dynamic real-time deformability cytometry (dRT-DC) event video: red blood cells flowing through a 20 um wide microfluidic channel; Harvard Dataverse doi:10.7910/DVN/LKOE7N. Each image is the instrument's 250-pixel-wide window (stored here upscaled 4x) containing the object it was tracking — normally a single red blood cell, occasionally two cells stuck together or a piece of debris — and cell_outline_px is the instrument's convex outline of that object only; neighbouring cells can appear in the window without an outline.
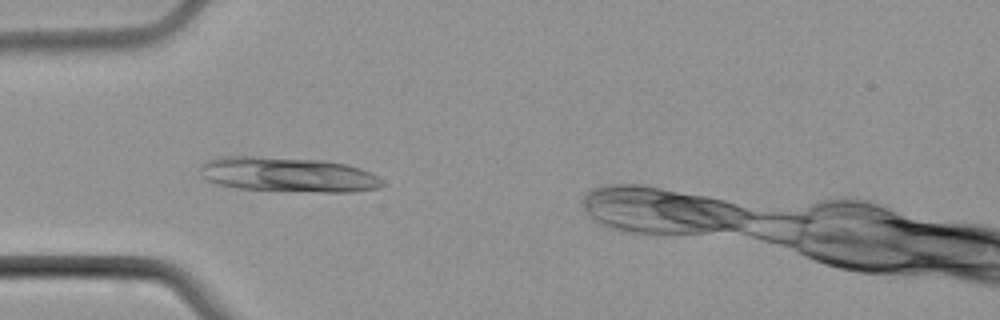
{"species": "common noctule bat (a hibernating species)", "species_latin": "Nyctalus noctula", "temperature_condition": "cold", "stored_images_in_passage": 6, "segment_of_instrument_passage": [1, 2], "camera_frame_rate_fps": 3000, "um_per_image_px": 0.085, "animal": {"sex": "male", "body_mass_g": 21.5, "forearm_length_mm": 52.0}, "frame": {"image": 1, "passage_image": 2, "time_ms": 1.333, "image_size_px": [1000, 320], "cell_outline_px": [[384, 184], [380, 188], [352, 192], [320, 192], [236, 188], [220, 184], [208, 180], [204, 176], [200, 168], [208, 160], [220, 156], [256, 156], [324, 160], [344, 164], [360, 168], [384, 180]], "centroid_in_image_um": [24.52, 14.84], "position_along_channel_um": 60.5, "area_um2": 36.76}}
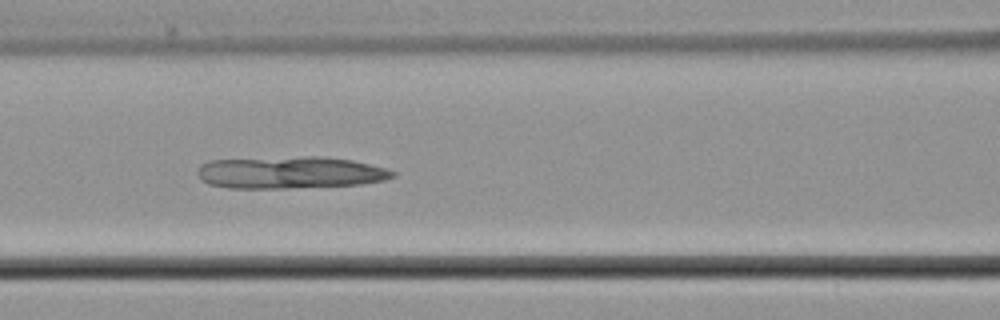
{"frame": {"image": 2, "passage_image": 4, "time_ms": 3.667, "image_size_px": [1000, 320], "cell_outline_px": [[396, 176], [384, 180], [360, 184], [284, 188], [228, 188], [208, 184], [200, 180], [196, 172], [200, 164], [208, 160], [304, 156], [324, 156], [352, 160], [388, 168], [396, 172]], "centroid_in_image_um": [24.63, 14.65], "position_along_channel_um": 142.0, "area_um2": 36.88}}
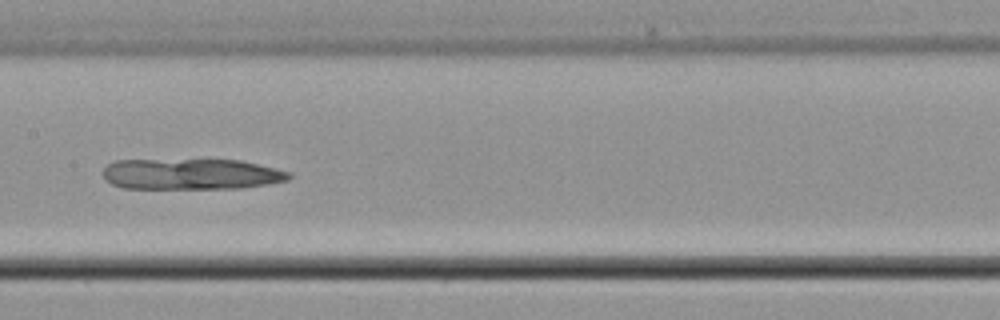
{"frame": {"image": 3, "passage_image": 5, "time_ms": 5.0, "image_size_px": [1000, 320], "cell_outline_px": [[292, 176], [288, 180], [268, 184], [240, 188], [124, 188], [112, 184], [104, 180], [104, 168], [108, 164], [116, 160], [240, 160], [292, 172]], "centroid_in_image_um": [16.26, 14.8], "position_along_channel_um": 191.1, "area_um2": 33.41}}